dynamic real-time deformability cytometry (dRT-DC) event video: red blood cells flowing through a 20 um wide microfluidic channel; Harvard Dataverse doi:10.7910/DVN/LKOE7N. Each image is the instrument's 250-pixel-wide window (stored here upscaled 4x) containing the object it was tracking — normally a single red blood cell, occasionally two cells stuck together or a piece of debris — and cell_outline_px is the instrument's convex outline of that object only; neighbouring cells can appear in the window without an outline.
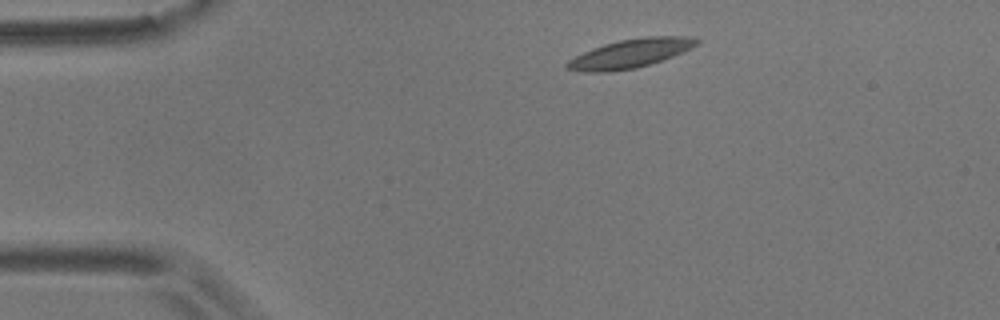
{"species": "common noctule bat (a hibernating species)", "species_latin": "Nyctalus noctula", "temperature_condition": "room temperature", "stored_images_in_passage": 5, "camera_frame_rate_fps": 3000, "um_per_image_px": 0.085, "animal": {"sex": "male", "body_mass_g": 17.9}, "frame": {"image": 1, "passage_image": 2, "time_ms": 1.333, "image_size_px": [1000, 320], "cell_outline_px": [[700, 44], [692, 48], [672, 56], [636, 68], [608, 72], [584, 72], [564, 68], [564, 64], [568, 60], [592, 48], [604, 44], [620, 40], [644, 36], [696, 36], [700, 40]], "centroid_in_image_um": [53.6, 4.53], "position_along_channel_um": 31.4, "area_um2": 21.85}}
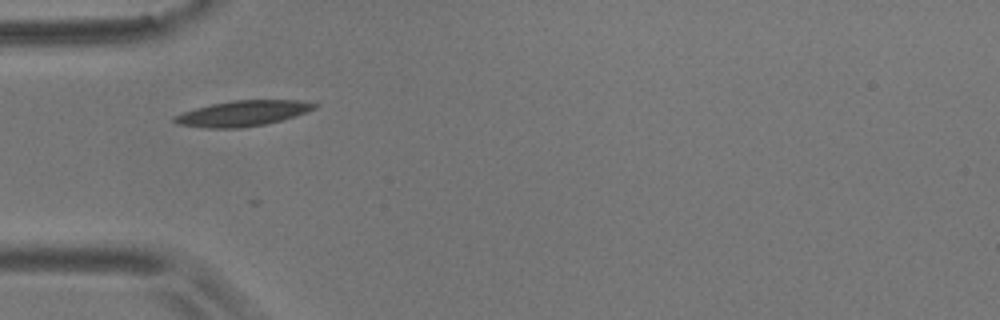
{"frame": {"image": 2, "passage_image": 4, "time_ms": 3.667, "image_size_px": [1000, 320], "cell_outline_px": [[316, 108], [308, 112], [280, 120], [264, 124], [240, 128], [204, 128], [180, 124], [172, 120], [172, 116], [196, 108], [212, 104], [232, 100], [300, 100], [316, 104]], "centroid_in_image_um": [20.62, 9.63], "position_along_channel_um": 64.4, "area_um2": 20.63}}